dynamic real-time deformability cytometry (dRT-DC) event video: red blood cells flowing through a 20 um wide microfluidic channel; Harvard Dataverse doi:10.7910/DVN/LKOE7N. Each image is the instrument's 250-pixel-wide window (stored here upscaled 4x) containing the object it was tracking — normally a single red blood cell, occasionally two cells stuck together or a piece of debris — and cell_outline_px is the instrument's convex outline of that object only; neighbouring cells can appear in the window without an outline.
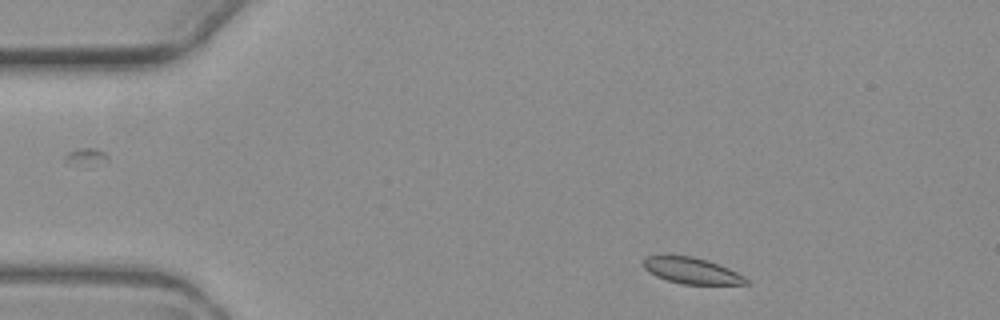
{"species": "common noctule bat (a hibernating species)", "species_latin": "Nyctalus noctula", "temperature_condition": "warm", "stored_images_in_passage": 3, "camera_frame_rate_fps": 3000, "um_per_image_px": 0.085, "animal": {"sex": "female", "body_mass_g": 19.3, "forearm_length_mm": 54.1}, "frame": {"image": 1, "passage_image": 1, "time_ms": 0.0, "image_size_px": [1000, 320], "cell_outline_px": [[752, 284], [680, 284], [656, 276], [648, 272], [644, 268], [644, 256], [692, 256], [708, 260], [728, 268], [744, 276]], "centroid_in_image_um": [58.81, 23.01], "position_along_channel_um": 26.2, "area_um2": 15.55}}